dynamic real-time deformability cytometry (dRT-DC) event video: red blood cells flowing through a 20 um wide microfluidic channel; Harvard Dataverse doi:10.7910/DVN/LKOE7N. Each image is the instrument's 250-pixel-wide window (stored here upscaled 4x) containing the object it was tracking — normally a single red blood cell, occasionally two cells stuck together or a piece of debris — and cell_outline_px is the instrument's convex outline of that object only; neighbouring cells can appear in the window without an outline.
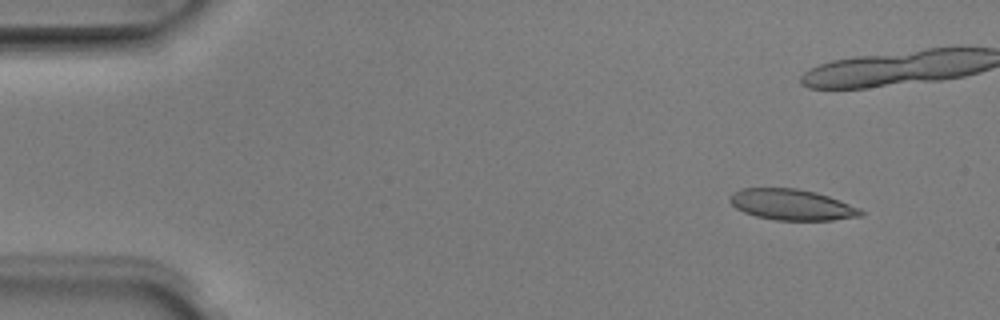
{"species": "Egyptian fruit bat (a non-hibernating species)", "species_latin": "Rousettus aegyptiacus", "temperature_condition": "room temperature", "stored_images_in_passage": 4, "segment_of_instrument_passage": [2, 2], "camera_frame_rate_fps": 3000, "um_per_image_px": 0.085, "animal": {"sex": "male"}, "frame": {"image": 1, "passage_image": 4, "time_ms": 1.0, "image_size_px": [1000, 320], "cell_outline_px": [[864, 216], [832, 220], [776, 220], [756, 216], [744, 212], [736, 208], [728, 200], [728, 196], [732, 192], [744, 188], [796, 188], [816, 192], [840, 200], [860, 208], [864, 212]], "centroid_in_image_um": [67.31, 17.39], "position_along_channel_um": 17.7, "area_um2": 23.7}}